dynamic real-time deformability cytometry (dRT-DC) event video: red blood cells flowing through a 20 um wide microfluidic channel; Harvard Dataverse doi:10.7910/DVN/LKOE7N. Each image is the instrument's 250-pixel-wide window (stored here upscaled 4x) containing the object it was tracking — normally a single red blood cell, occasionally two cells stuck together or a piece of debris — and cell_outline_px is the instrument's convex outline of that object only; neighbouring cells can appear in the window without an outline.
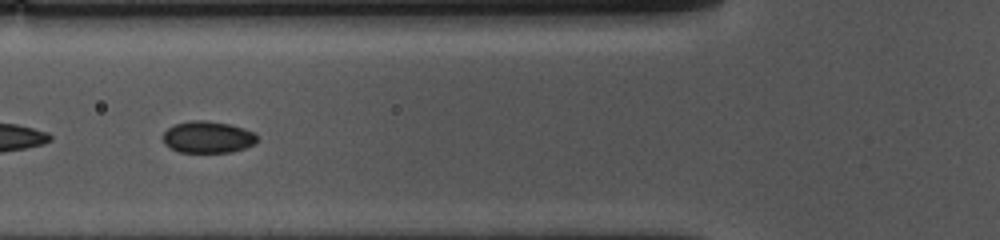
{"species": "common noctule bat (a hibernating species)", "species_latin": "Nyctalus noctula", "temperature_condition": "cold", "stored_images_in_passage": 21, "segment_of_instrument_passage": [2, 2], "camera_frame_rate_fps": 3000, "um_per_image_px": 0.085, "animal": {"sex": "female", "body_mass_g": 10.0, "forearm_length_mm": 53.1}, "frame": {"image": 1, "passage_image": 19, "time_ms": 6.0, "image_size_px": [1000, 240], "cell_outline_px": [[256, 140], [252, 144], [244, 148], [232, 152], [180, 152], [164, 144], [164, 132], [168, 128], [176, 124], [188, 120], [204, 120], [232, 124], [256, 132]], "centroid_in_image_um": [17.67, 11.64], "position_along_channel_um": 108.1, "area_um2": 17.4}}